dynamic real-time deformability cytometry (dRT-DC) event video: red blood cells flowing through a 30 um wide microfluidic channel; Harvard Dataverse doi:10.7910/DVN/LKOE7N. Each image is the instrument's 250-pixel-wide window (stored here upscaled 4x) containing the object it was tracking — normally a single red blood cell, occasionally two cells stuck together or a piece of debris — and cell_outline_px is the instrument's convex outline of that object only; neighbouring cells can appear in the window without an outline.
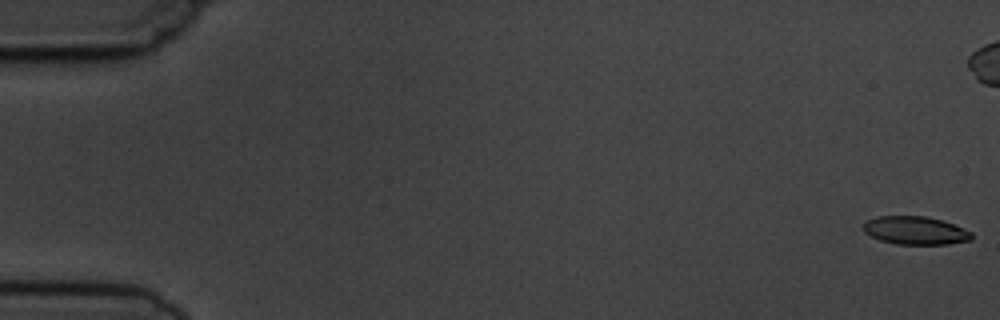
{"species": "common noctule bat (a hibernating species)", "species_latin": "Nyctalus noctula", "temperature_condition": "cold", "stored_images_in_passage": 9, "camera_frame_rate_fps": 3000, "um_per_image_px": 0.085, "animal": {"sex": "male", "body_mass_g": 19.5, "forearm_length_mm": 54.6}, "frame": {"image": 1, "passage_image": 1, "time_ms": 0.0, "image_size_px": [1000, 320], "cell_outline_px": [[972, 240], [948, 244], [896, 244], [880, 240], [864, 232], [864, 224], [868, 220], [876, 216], [924, 216], [940, 220], [964, 228], [972, 232]], "centroid_in_image_um": [77.82, 19.59], "position_along_channel_um": 7.2, "area_um2": 17.63}}
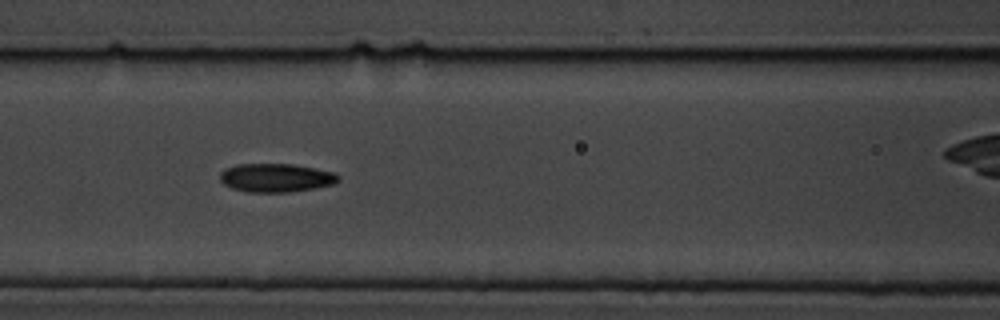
{"frame": {"image": 2, "passage_image": 8, "time_ms": 7.667, "image_size_px": [1000, 320], "cell_outline_px": [[340, 180], [332, 184], [312, 188], [288, 192], [248, 192], [232, 188], [224, 184], [220, 180], [220, 172], [224, 168], [236, 164], [292, 164], [336, 172], [340, 176]], "centroid_in_image_um": [23.44, 15.1], "position_along_channel_um": 143.2, "area_um2": 19.71}}